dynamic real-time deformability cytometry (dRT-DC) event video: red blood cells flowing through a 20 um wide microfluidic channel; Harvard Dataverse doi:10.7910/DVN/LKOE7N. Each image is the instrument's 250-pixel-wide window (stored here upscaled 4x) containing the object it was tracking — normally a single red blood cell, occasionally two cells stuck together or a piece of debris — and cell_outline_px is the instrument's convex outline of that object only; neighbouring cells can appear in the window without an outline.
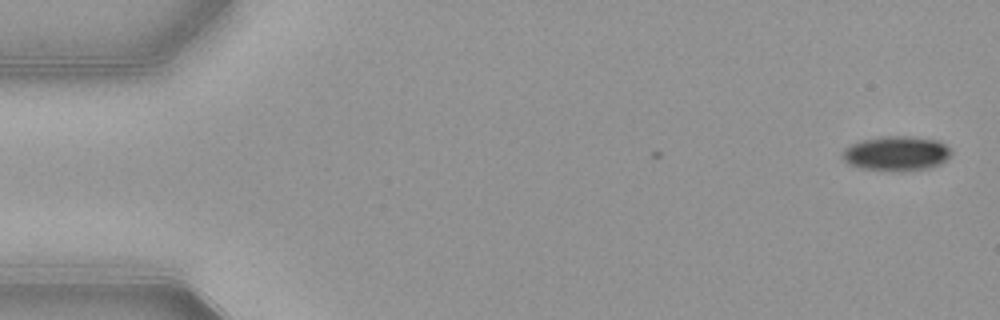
{"species": "common noctule bat (a hibernating species)", "species_latin": "Nyctalus noctula", "temperature_condition": "warm", "stored_images_in_passage": 5, "camera_frame_rate_fps": 3000, "um_per_image_px": 0.085, "animal": {"sex": "female", "body_mass_g": 21.9}, "frame": {"image": 1, "passage_image": 1, "time_ms": 0.0, "image_size_px": [1000, 320], "cell_outline_px": [[952, 152], [940, 164], [928, 168], [860, 168], [848, 164], [844, 160], [844, 148], [860, 140], [880, 136], [908, 136], [940, 140], [952, 148]], "centroid_in_image_um": [76.22, 12.97], "position_along_channel_um": 8.8, "area_um2": 21.21}}